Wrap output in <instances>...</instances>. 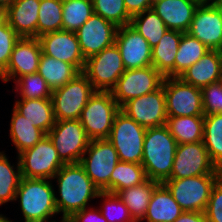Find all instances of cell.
<instances>
[{
  "label": "cell",
  "instance_id": "cell-20",
  "mask_svg": "<svg viewBox=\"0 0 222 222\" xmlns=\"http://www.w3.org/2000/svg\"><path fill=\"white\" fill-rule=\"evenodd\" d=\"M38 39L44 54L68 62L80 72L83 71L85 58L81 53L75 32L64 30L49 32L41 35Z\"/></svg>",
  "mask_w": 222,
  "mask_h": 222
},
{
  "label": "cell",
  "instance_id": "cell-27",
  "mask_svg": "<svg viewBox=\"0 0 222 222\" xmlns=\"http://www.w3.org/2000/svg\"><path fill=\"white\" fill-rule=\"evenodd\" d=\"M38 73L44 78L48 87L53 91L64 86L81 72L72 64L63 62L42 52Z\"/></svg>",
  "mask_w": 222,
  "mask_h": 222
},
{
  "label": "cell",
  "instance_id": "cell-1",
  "mask_svg": "<svg viewBox=\"0 0 222 222\" xmlns=\"http://www.w3.org/2000/svg\"><path fill=\"white\" fill-rule=\"evenodd\" d=\"M58 185L55 204L58 214L70 218L74 213L88 207L90 200L97 198L100 190L93 184L80 163L64 164L52 181Z\"/></svg>",
  "mask_w": 222,
  "mask_h": 222
},
{
  "label": "cell",
  "instance_id": "cell-38",
  "mask_svg": "<svg viewBox=\"0 0 222 222\" xmlns=\"http://www.w3.org/2000/svg\"><path fill=\"white\" fill-rule=\"evenodd\" d=\"M15 90L20 99H49L52 90L48 87L44 78L37 72L21 76L14 81Z\"/></svg>",
  "mask_w": 222,
  "mask_h": 222
},
{
  "label": "cell",
  "instance_id": "cell-47",
  "mask_svg": "<svg viewBox=\"0 0 222 222\" xmlns=\"http://www.w3.org/2000/svg\"><path fill=\"white\" fill-rule=\"evenodd\" d=\"M16 0H0V7L7 9L10 7Z\"/></svg>",
  "mask_w": 222,
  "mask_h": 222
},
{
  "label": "cell",
  "instance_id": "cell-6",
  "mask_svg": "<svg viewBox=\"0 0 222 222\" xmlns=\"http://www.w3.org/2000/svg\"><path fill=\"white\" fill-rule=\"evenodd\" d=\"M95 92L82 72L64 86L53 90L51 99L55 120L80 119L83 108Z\"/></svg>",
  "mask_w": 222,
  "mask_h": 222
},
{
  "label": "cell",
  "instance_id": "cell-45",
  "mask_svg": "<svg viewBox=\"0 0 222 222\" xmlns=\"http://www.w3.org/2000/svg\"><path fill=\"white\" fill-rule=\"evenodd\" d=\"M154 0H124L128 14L133 17L152 8Z\"/></svg>",
  "mask_w": 222,
  "mask_h": 222
},
{
  "label": "cell",
  "instance_id": "cell-34",
  "mask_svg": "<svg viewBox=\"0 0 222 222\" xmlns=\"http://www.w3.org/2000/svg\"><path fill=\"white\" fill-rule=\"evenodd\" d=\"M130 25L136 29L153 48L159 43V40L168 30L164 21L156 14L153 8L134 15L131 18Z\"/></svg>",
  "mask_w": 222,
  "mask_h": 222
},
{
  "label": "cell",
  "instance_id": "cell-3",
  "mask_svg": "<svg viewBox=\"0 0 222 222\" xmlns=\"http://www.w3.org/2000/svg\"><path fill=\"white\" fill-rule=\"evenodd\" d=\"M55 187L51 179L22 177L15 194L20 202L25 222H49L58 214L55 204Z\"/></svg>",
  "mask_w": 222,
  "mask_h": 222
},
{
  "label": "cell",
  "instance_id": "cell-22",
  "mask_svg": "<svg viewBox=\"0 0 222 222\" xmlns=\"http://www.w3.org/2000/svg\"><path fill=\"white\" fill-rule=\"evenodd\" d=\"M40 0H16L6 9V21L20 37L37 38Z\"/></svg>",
  "mask_w": 222,
  "mask_h": 222
},
{
  "label": "cell",
  "instance_id": "cell-52",
  "mask_svg": "<svg viewBox=\"0 0 222 222\" xmlns=\"http://www.w3.org/2000/svg\"><path fill=\"white\" fill-rule=\"evenodd\" d=\"M9 218H7L6 216H3L1 219H0V222H13L11 221L10 219L8 220Z\"/></svg>",
  "mask_w": 222,
  "mask_h": 222
},
{
  "label": "cell",
  "instance_id": "cell-29",
  "mask_svg": "<svg viewBox=\"0 0 222 222\" xmlns=\"http://www.w3.org/2000/svg\"><path fill=\"white\" fill-rule=\"evenodd\" d=\"M11 114L9 136L19 155L23 151L32 148L46 134L26 120L14 107Z\"/></svg>",
  "mask_w": 222,
  "mask_h": 222
},
{
  "label": "cell",
  "instance_id": "cell-7",
  "mask_svg": "<svg viewBox=\"0 0 222 222\" xmlns=\"http://www.w3.org/2000/svg\"><path fill=\"white\" fill-rule=\"evenodd\" d=\"M146 128L121 110L115 115L108 140L118 153L119 161L141 164Z\"/></svg>",
  "mask_w": 222,
  "mask_h": 222
},
{
  "label": "cell",
  "instance_id": "cell-32",
  "mask_svg": "<svg viewBox=\"0 0 222 222\" xmlns=\"http://www.w3.org/2000/svg\"><path fill=\"white\" fill-rule=\"evenodd\" d=\"M203 144L218 169L222 167V113L204 116Z\"/></svg>",
  "mask_w": 222,
  "mask_h": 222
},
{
  "label": "cell",
  "instance_id": "cell-4",
  "mask_svg": "<svg viewBox=\"0 0 222 222\" xmlns=\"http://www.w3.org/2000/svg\"><path fill=\"white\" fill-rule=\"evenodd\" d=\"M221 177V174H207L168 179L163 184L183 211L205 212L212 189Z\"/></svg>",
  "mask_w": 222,
  "mask_h": 222
},
{
  "label": "cell",
  "instance_id": "cell-42",
  "mask_svg": "<svg viewBox=\"0 0 222 222\" xmlns=\"http://www.w3.org/2000/svg\"><path fill=\"white\" fill-rule=\"evenodd\" d=\"M204 116L222 113V80L201 88Z\"/></svg>",
  "mask_w": 222,
  "mask_h": 222
},
{
  "label": "cell",
  "instance_id": "cell-24",
  "mask_svg": "<svg viewBox=\"0 0 222 222\" xmlns=\"http://www.w3.org/2000/svg\"><path fill=\"white\" fill-rule=\"evenodd\" d=\"M182 212L183 210L175 201L168 188L163 183H159L153 190L142 221L174 222Z\"/></svg>",
  "mask_w": 222,
  "mask_h": 222
},
{
  "label": "cell",
  "instance_id": "cell-12",
  "mask_svg": "<svg viewBox=\"0 0 222 222\" xmlns=\"http://www.w3.org/2000/svg\"><path fill=\"white\" fill-rule=\"evenodd\" d=\"M162 85L168 117L204 116L201 88L179 77H165Z\"/></svg>",
  "mask_w": 222,
  "mask_h": 222
},
{
  "label": "cell",
  "instance_id": "cell-36",
  "mask_svg": "<svg viewBox=\"0 0 222 222\" xmlns=\"http://www.w3.org/2000/svg\"><path fill=\"white\" fill-rule=\"evenodd\" d=\"M92 0H62V30H78L93 14Z\"/></svg>",
  "mask_w": 222,
  "mask_h": 222
},
{
  "label": "cell",
  "instance_id": "cell-35",
  "mask_svg": "<svg viewBox=\"0 0 222 222\" xmlns=\"http://www.w3.org/2000/svg\"><path fill=\"white\" fill-rule=\"evenodd\" d=\"M17 159V167H14L5 152H0V206L15 201V194L22 179L19 158Z\"/></svg>",
  "mask_w": 222,
  "mask_h": 222
},
{
  "label": "cell",
  "instance_id": "cell-48",
  "mask_svg": "<svg viewBox=\"0 0 222 222\" xmlns=\"http://www.w3.org/2000/svg\"><path fill=\"white\" fill-rule=\"evenodd\" d=\"M6 21V9L4 7H0V25H2Z\"/></svg>",
  "mask_w": 222,
  "mask_h": 222
},
{
  "label": "cell",
  "instance_id": "cell-26",
  "mask_svg": "<svg viewBox=\"0 0 222 222\" xmlns=\"http://www.w3.org/2000/svg\"><path fill=\"white\" fill-rule=\"evenodd\" d=\"M14 108L46 135L55 125L52 99H19Z\"/></svg>",
  "mask_w": 222,
  "mask_h": 222
},
{
  "label": "cell",
  "instance_id": "cell-50",
  "mask_svg": "<svg viewBox=\"0 0 222 222\" xmlns=\"http://www.w3.org/2000/svg\"><path fill=\"white\" fill-rule=\"evenodd\" d=\"M217 53L219 54V57L222 60V41L220 43V45L218 46V48L216 49Z\"/></svg>",
  "mask_w": 222,
  "mask_h": 222
},
{
  "label": "cell",
  "instance_id": "cell-30",
  "mask_svg": "<svg viewBox=\"0 0 222 222\" xmlns=\"http://www.w3.org/2000/svg\"><path fill=\"white\" fill-rule=\"evenodd\" d=\"M166 126L177 144L203 141L204 116L167 117Z\"/></svg>",
  "mask_w": 222,
  "mask_h": 222
},
{
  "label": "cell",
  "instance_id": "cell-14",
  "mask_svg": "<svg viewBox=\"0 0 222 222\" xmlns=\"http://www.w3.org/2000/svg\"><path fill=\"white\" fill-rule=\"evenodd\" d=\"M221 174L201 142L178 144L170 179Z\"/></svg>",
  "mask_w": 222,
  "mask_h": 222
},
{
  "label": "cell",
  "instance_id": "cell-41",
  "mask_svg": "<svg viewBox=\"0 0 222 222\" xmlns=\"http://www.w3.org/2000/svg\"><path fill=\"white\" fill-rule=\"evenodd\" d=\"M19 39L20 36L7 21L0 25V75L7 68L13 48Z\"/></svg>",
  "mask_w": 222,
  "mask_h": 222
},
{
  "label": "cell",
  "instance_id": "cell-11",
  "mask_svg": "<svg viewBox=\"0 0 222 222\" xmlns=\"http://www.w3.org/2000/svg\"><path fill=\"white\" fill-rule=\"evenodd\" d=\"M17 157L20 162L21 175L26 178L52 180L64 165L48 135Z\"/></svg>",
  "mask_w": 222,
  "mask_h": 222
},
{
  "label": "cell",
  "instance_id": "cell-31",
  "mask_svg": "<svg viewBox=\"0 0 222 222\" xmlns=\"http://www.w3.org/2000/svg\"><path fill=\"white\" fill-rule=\"evenodd\" d=\"M147 179L141 164L119 161L110 175V193L140 185Z\"/></svg>",
  "mask_w": 222,
  "mask_h": 222
},
{
  "label": "cell",
  "instance_id": "cell-10",
  "mask_svg": "<svg viewBox=\"0 0 222 222\" xmlns=\"http://www.w3.org/2000/svg\"><path fill=\"white\" fill-rule=\"evenodd\" d=\"M47 135L64 164L79 163L90 142L79 119L56 121Z\"/></svg>",
  "mask_w": 222,
  "mask_h": 222
},
{
  "label": "cell",
  "instance_id": "cell-40",
  "mask_svg": "<svg viewBox=\"0 0 222 222\" xmlns=\"http://www.w3.org/2000/svg\"><path fill=\"white\" fill-rule=\"evenodd\" d=\"M97 198H102L101 214L108 222H134L125 203L114 193L100 191Z\"/></svg>",
  "mask_w": 222,
  "mask_h": 222
},
{
  "label": "cell",
  "instance_id": "cell-53",
  "mask_svg": "<svg viewBox=\"0 0 222 222\" xmlns=\"http://www.w3.org/2000/svg\"><path fill=\"white\" fill-rule=\"evenodd\" d=\"M217 5L222 9V0H214Z\"/></svg>",
  "mask_w": 222,
  "mask_h": 222
},
{
  "label": "cell",
  "instance_id": "cell-17",
  "mask_svg": "<svg viewBox=\"0 0 222 222\" xmlns=\"http://www.w3.org/2000/svg\"><path fill=\"white\" fill-rule=\"evenodd\" d=\"M115 44L120 51L126 70L152 66V48L130 24L118 27Z\"/></svg>",
  "mask_w": 222,
  "mask_h": 222
},
{
  "label": "cell",
  "instance_id": "cell-5",
  "mask_svg": "<svg viewBox=\"0 0 222 222\" xmlns=\"http://www.w3.org/2000/svg\"><path fill=\"white\" fill-rule=\"evenodd\" d=\"M120 107L111 91H96L83 108L80 122L90 140L108 139Z\"/></svg>",
  "mask_w": 222,
  "mask_h": 222
},
{
  "label": "cell",
  "instance_id": "cell-13",
  "mask_svg": "<svg viewBox=\"0 0 222 222\" xmlns=\"http://www.w3.org/2000/svg\"><path fill=\"white\" fill-rule=\"evenodd\" d=\"M164 78L153 66L128 69L120 76L111 93L121 108L129 100L159 89Z\"/></svg>",
  "mask_w": 222,
  "mask_h": 222
},
{
  "label": "cell",
  "instance_id": "cell-39",
  "mask_svg": "<svg viewBox=\"0 0 222 222\" xmlns=\"http://www.w3.org/2000/svg\"><path fill=\"white\" fill-rule=\"evenodd\" d=\"M93 12L114 23L117 27L130 24L124 0H92Z\"/></svg>",
  "mask_w": 222,
  "mask_h": 222
},
{
  "label": "cell",
  "instance_id": "cell-33",
  "mask_svg": "<svg viewBox=\"0 0 222 222\" xmlns=\"http://www.w3.org/2000/svg\"><path fill=\"white\" fill-rule=\"evenodd\" d=\"M210 49L198 39L185 32L182 34L175 58V77L199 61Z\"/></svg>",
  "mask_w": 222,
  "mask_h": 222
},
{
  "label": "cell",
  "instance_id": "cell-2",
  "mask_svg": "<svg viewBox=\"0 0 222 222\" xmlns=\"http://www.w3.org/2000/svg\"><path fill=\"white\" fill-rule=\"evenodd\" d=\"M177 145L166 125L146 128L141 165L148 179L158 183L170 179Z\"/></svg>",
  "mask_w": 222,
  "mask_h": 222
},
{
  "label": "cell",
  "instance_id": "cell-23",
  "mask_svg": "<svg viewBox=\"0 0 222 222\" xmlns=\"http://www.w3.org/2000/svg\"><path fill=\"white\" fill-rule=\"evenodd\" d=\"M179 78L198 88L222 80V60L219 54L216 50H209L199 61L183 71Z\"/></svg>",
  "mask_w": 222,
  "mask_h": 222
},
{
  "label": "cell",
  "instance_id": "cell-9",
  "mask_svg": "<svg viewBox=\"0 0 222 222\" xmlns=\"http://www.w3.org/2000/svg\"><path fill=\"white\" fill-rule=\"evenodd\" d=\"M125 70L120 51L114 43L87 58L82 73L96 91H111Z\"/></svg>",
  "mask_w": 222,
  "mask_h": 222
},
{
  "label": "cell",
  "instance_id": "cell-18",
  "mask_svg": "<svg viewBox=\"0 0 222 222\" xmlns=\"http://www.w3.org/2000/svg\"><path fill=\"white\" fill-rule=\"evenodd\" d=\"M41 54L42 47L38 38L20 37L0 79L7 83L11 80L15 81L21 76L37 73Z\"/></svg>",
  "mask_w": 222,
  "mask_h": 222
},
{
  "label": "cell",
  "instance_id": "cell-19",
  "mask_svg": "<svg viewBox=\"0 0 222 222\" xmlns=\"http://www.w3.org/2000/svg\"><path fill=\"white\" fill-rule=\"evenodd\" d=\"M210 50H216L222 41V9L214 1L199 5L188 32Z\"/></svg>",
  "mask_w": 222,
  "mask_h": 222
},
{
  "label": "cell",
  "instance_id": "cell-49",
  "mask_svg": "<svg viewBox=\"0 0 222 222\" xmlns=\"http://www.w3.org/2000/svg\"><path fill=\"white\" fill-rule=\"evenodd\" d=\"M190 1L195 2L197 5H206L214 2V0H190Z\"/></svg>",
  "mask_w": 222,
  "mask_h": 222
},
{
  "label": "cell",
  "instance_id": "cell-44",
  "mask_svg": "<svg viewBox=\"0 0 222 222\" xmlns=\"http://www.w3.org/2000/svg\"><path fill=\"white\" fill-rule=\"evenodd\" d=\"M84 208L81 211L74 213L70 219L72 222H108L101 214L99 208Z\"/></svg>",
  "mask_w": 222,
  "mask_h": 222
},
{
  "label": "cell",
  "instance_id": "cell-21",
  "mask_svg": "<svg viewBox=\"0 0 222 222\" xmlns=\"http://www.w3.org/2000/svg\"><path fill=\"white\" fill-rule=\"evenodd\" d=\"M197 5L190 0H154L152 8L168 30L188 32Z\"/></svg>",
  "mask_w": 222,
  "mask_h": 222
},
{
  "label": "cell",
  "instance_id": "cell-46",
  "mask_svg": "<svg viewBox=\"0 0 222 222\" xmlns=\"http://www.w3.org/2000/svg\"><path fill=\"white\" fill-rule=\"evenodd\" d=\"M174 222H207L204 212L183 211Z\"/></svg>",
  "mask_w": 222,
  "mask_h": 222
},
{
  "label": "cell",
  "instance_id": "cell-28",
  "mask_svg": "<svg viewBox=\"0 0 222 222\" xmlns=\"http://www.w3.org/2000/svg\"><path fill=\"white\" fill-rule=\"evenodd\" d=\"M159 183L147 179L140 185L120 190L116 195L128 207L131 218L134 222H141L148 208L154 188Z\"/></svg>",
  "mask_w": 222,
  "mask_h": 222
},
{
  "label": "cell",
  "instance_id": "cell-8",
  "mask_svg": "<svg viewBox=\"0 0 222 222\" xmlns=\"http://www.w3.org/2000/svg\"><path fill=\"white\" fill-rule=\"evenodd\" d=\"M118 162L112 143L108 139H95L90 140L79 163L100 191L110 192V175Z\"/></svg>",
  "mask_w": 222,
  "mask_h": 222
},
{
  "label": "cell",
  "instance_id": "cell-43",
  "mask_svg": "<svg viewBox=\"0 0 222 222\" xmlns=\"http://www.w3.org/2000/svg\"><path fill=\"white\" fill-rule=\"evenodd\" d=\"M204 213L207 222H222V177L214 185Z\"/></svg>",
  "mask_w": 222,
  "mask_h": 222
},
{
  "label": "cell",
  "instance_id": "cell-51",
  "mask_svg": "<svg viewBox=\"0 0 222 222\" xmlns=\"http://www.w3.org/2000/svg\"><path fill=\"white\" fill-rule=\"evenodd\" d=\"M60 221L61 222H72L70 218H64V217H62V219ZM49 222H56V221L52 220V221H49Z\"/></svg>",
  "mask_w": 222,
  "mask_h": 222
},
{
  "label": "cell",
  "instance_id": "cell-25",
  "mask_svg": "<svg viewBox=\"0 0 222 222\" xmlns=\"http://www.w3.org/2000/svg\"><path fill=\"white\" fill-rule=\"evenodd\" d=\"M183 32L167 30L151 50L152 66L164 77H175V58Z\"/></svg>",
  "mask_w": 222,
  "mask_h": 222
},
{
  "label": "cell",
  "instance_id": "cell-37",
  "mask_svg": "<svg viewBox=\"0 0 222 222\" xmlns=\"http://www.w3.org/2000/svg\"><path fill=\"white\" fill-rule=\"evenodd\" d=\"M62 30V0H40L37 38L43 34Z\"/></svg>",
  "mask_w": 222,
  "mask_h": 222
},
{
  "label": "cell",
  "instance_id": "cell-16",
  "mask_svg": "<svg viewBox=\"0 0 222 222\" xmlns=\"http://www.w3.org/2000/svg\"><path fill=\"white\" fill-rule=\"evenodd\" d=\"M118 27L93 13L90 18L75 31L81 53L85 60L115 43Z\"/></svg>",
  "mask_w": 222,
  "mask_h": 222
},
{
  "label": "cell",
  "instance_id": "cell-15",
  "mask_svg": "<svg viewBox=\"0 0 222 222\" xmlns=\"http://www.w3.org/2000/svg\"><path fill=\"white\" fill-rule=\"evenodd\" d=\"M120 110L145 128L166 125L168 116L163 85L152 93L129 100Z\"/></svg>",
  "mask_w": 222,
  "mask_h": 222
}]
</instances>
